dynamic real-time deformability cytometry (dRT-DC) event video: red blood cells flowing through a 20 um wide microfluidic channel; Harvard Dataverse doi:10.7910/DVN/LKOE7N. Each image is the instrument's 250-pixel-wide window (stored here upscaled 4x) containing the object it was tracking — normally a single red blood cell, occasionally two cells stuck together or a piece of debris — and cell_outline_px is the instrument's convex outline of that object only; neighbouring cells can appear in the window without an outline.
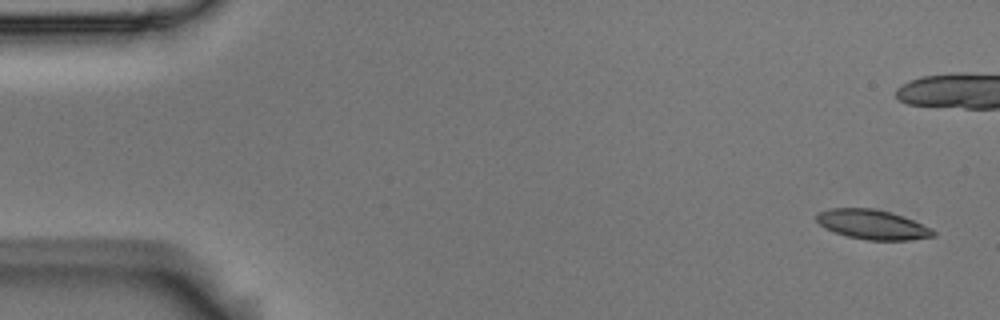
{"species": "Egyptian fruit bat (a non-hibernating species)", "species_latin": "Rousettus aegyptiacus", "temperature_condition": "room temperature", "stored_images_in_passage": 7, "camera_frame_rate_fps": 3000, "um_per_image_px": 0.085, "animal": {"sex": "male"}, "frame": {"image": 1, "passage_image": 1, "time_ms": 0.0, "image_size_px": [1000, 320], "cell_outline_px": [[936, 236], [908, 240], [868, 240], [848, 236], [824, 228], [816, 220], [816, 212], [828, 208], [872, 208], [904, 216], [932, 228], [936, 232]], "centroid_in_image_um": [74.16, 19.08], "position_along_channel_um": 10.8, "area_um2": 20.17}}